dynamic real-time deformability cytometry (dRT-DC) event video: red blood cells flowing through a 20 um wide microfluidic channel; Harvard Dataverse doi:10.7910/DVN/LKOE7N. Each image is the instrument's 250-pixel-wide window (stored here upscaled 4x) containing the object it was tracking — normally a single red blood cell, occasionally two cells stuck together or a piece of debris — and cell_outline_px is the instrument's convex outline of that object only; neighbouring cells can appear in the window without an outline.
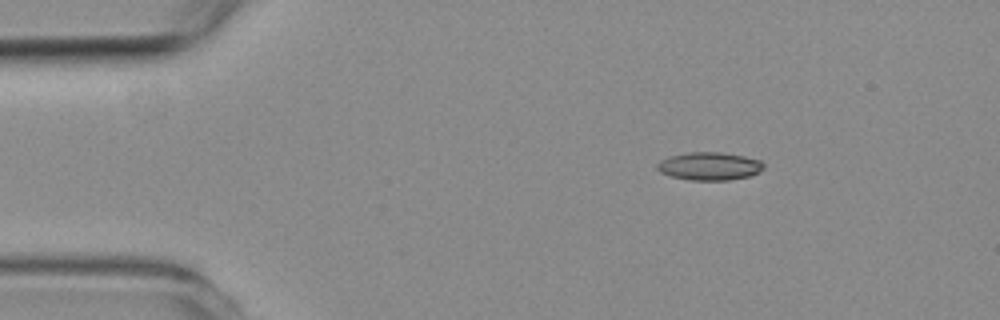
{"species": "common noctule bat (a hibernating species)", "species_latin": "Nyctalus noctula", "temperature_condition": "room temperature", "stored_images_in_passage": 3, "camera_frame_rate_fps": 3000, "um_per_image_px": 0.085, "animal": {"sex": "female", "body_mass_g": 19.3, "forearm_length_mm": 54.1}, "frame": {"image": 1, "passage_image": 1, "time_ms": 0.0, "image_size_px": [1000, 320], "cell_outline_px": [[764, 168], [760, 172], [748, 176], [728, 180], [692, 180], [672, 176], [660, 172], [656, 168], [656, 164], [660, 160], [668, 156], [688, 152], [720, 152], [744, 156], [760, 160], [764, 164]], "centroid_in_image_um": [60.29, 14.11], "position_along_channel_um": 24.7, "area_um2": 17.4}}